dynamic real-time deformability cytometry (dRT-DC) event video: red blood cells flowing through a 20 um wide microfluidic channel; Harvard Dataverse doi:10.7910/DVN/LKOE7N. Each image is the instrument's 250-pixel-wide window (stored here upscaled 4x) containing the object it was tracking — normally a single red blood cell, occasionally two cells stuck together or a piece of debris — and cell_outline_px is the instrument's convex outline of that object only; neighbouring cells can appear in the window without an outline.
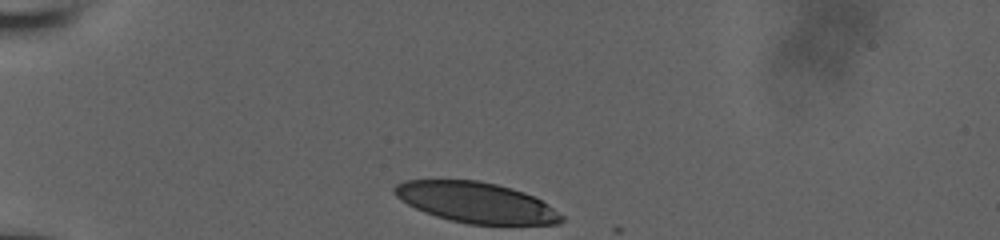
{"species": "human", "species_latin": "Homo sapiens", "temperature_condition": "room temperature", "stored_images_in_passage": 32, "camera_frame_rate_fps": 3000, "um_per_image_px": 0.085, "donor": {"sex": "male"}, "frame": {"image": 1, "passage_image": 1, "time_ms": 0.0, "image_size_px": [1000, 240], "cell_outline_px": [[564, 220], [560, 224], [468, 224], [436, 216], [424, 212], [400, 200], [392, 192], [392, 188], [396, 184], [404, 180], [480, 180], [512, 188], [524, 192], [540, 200], [564, 216]], "centroid_in_image_um": [40.44, 17.2], "position_along_channel_um": 44.6, "area_um2": 39.3}}
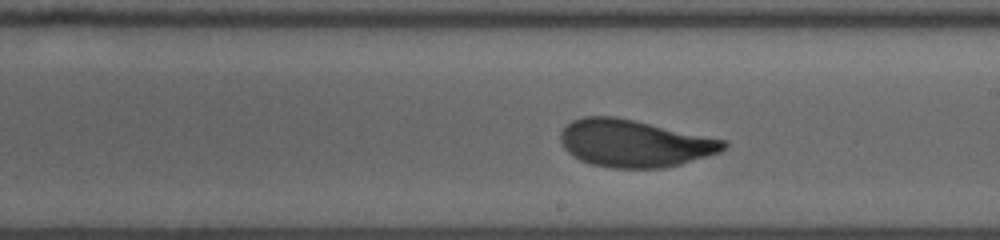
{"frame": {"image": 2, "passage_image": 19, "time_ms": 6.0, "image_size_px": [1000, 240], "cell_outline_px": [[728, 144], [720, 152], [708, 156], [680, 164], [664, 168], [612, 168], [592, 164], [580, 160], [572, 156], [564, 148], [560, 140], [560, 132], [572, 120], [584, 116], [616, 116], [728, 140]], "centroid_in_image_um": [53.93, 12.18], "position_along_channel_um": 235.1, "area_um2": 45.14}}
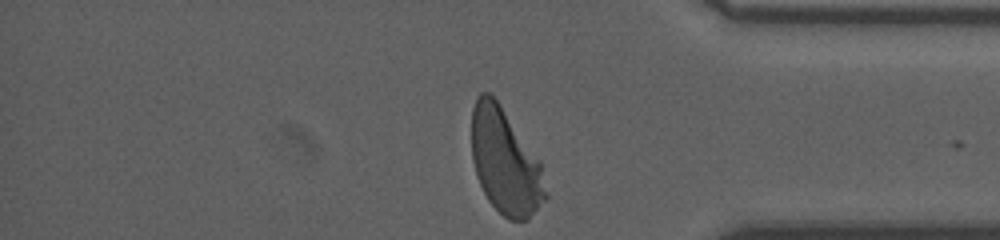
{"frame": {"image": 3, "passage_image": 32, "time_ms": 10.333, "image_size_px": [1000, 240], "cell_outline_px": [[548, 196], [528, 220], [508, 220], [488, 200], [476, 176], [472, 160], [472, 108], [476, 96], [480, 92], [488, 92], [496, 100], [540, 160]], "centroid_in_image_um": [42.94, 13.76], "position_along_channel_um": 392.3, "area_um2": 45.2}, "authors_computed_cell_mechanics": {"area_um2": 44.8817, "velocity_mm_per_s": 3.922, "shape_relaxation_time_tau1_ms": 3.7933, "shape_relaxation_time_tau2_ms": 0.7202, "deformation_change_tau1": 0.1739, "deformation_change_tau2": 0.0632}}